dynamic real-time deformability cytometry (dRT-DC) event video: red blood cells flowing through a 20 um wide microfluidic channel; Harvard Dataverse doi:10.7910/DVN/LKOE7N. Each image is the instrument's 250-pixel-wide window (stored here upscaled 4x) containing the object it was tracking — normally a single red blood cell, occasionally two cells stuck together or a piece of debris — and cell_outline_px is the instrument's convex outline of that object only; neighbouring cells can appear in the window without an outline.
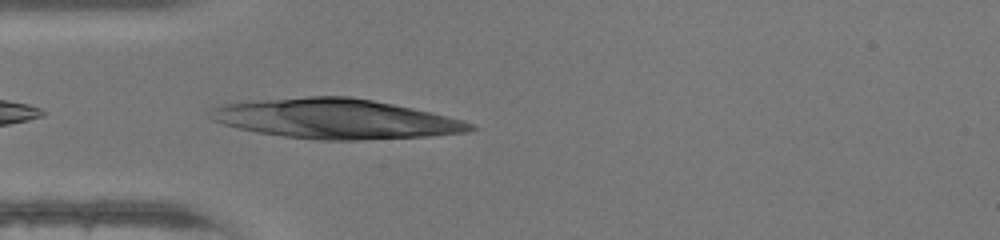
{"species": "human", "species_latin": "Homo sapiens", "temperature_condition": "warm", "stored_images_in_passage": 32, "camera_frame_rate_fps": 3000, "um_per_image_px": 0.085, "donor": {"sex": "female"}, "frame": {"image": 1, "passage_image": 1, "time_ms": 0.0, "image_size_px": [1000, 240], "cell_outline_px": [[480, 128], [468, 132], [428, 136], [360, 140], [316, 140], [284, 136], [256, 132], [224, 124], [212, 120], [208, 116], [208, 112], [212, 108], [220, 104], [248, 100], [308, 96], [352, 96], [432, 112], [476, 124]], "centroid_in_image_um": [28.51, 10.09], "position_along_channel_um": 56.5, "area_um2": 60.69}}
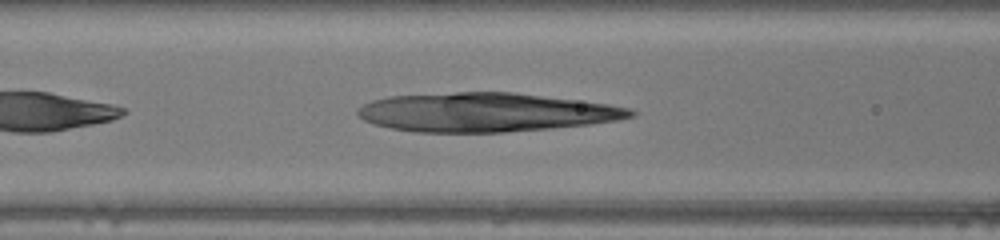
{"frame": {"image": 2, "passage_image": 6, "time_ms": 1.667, "image_size_px": [1000, 240], "cell_outline_px": [[636, 116], [616, 120], [588, 124], [552, 128], [504, 132], [416, 132], [392, 128], [372, 124], [364, 120], [356, 112], [364, 104], [372, 100], [388, 96], [456, 92], [512, 92], [608, 104], [632, 108], [636, 112]], "centroid_in_image_um": [41.28, 9.54], "position_along_channel_um": 125.3, "area_um2": 61.61}}